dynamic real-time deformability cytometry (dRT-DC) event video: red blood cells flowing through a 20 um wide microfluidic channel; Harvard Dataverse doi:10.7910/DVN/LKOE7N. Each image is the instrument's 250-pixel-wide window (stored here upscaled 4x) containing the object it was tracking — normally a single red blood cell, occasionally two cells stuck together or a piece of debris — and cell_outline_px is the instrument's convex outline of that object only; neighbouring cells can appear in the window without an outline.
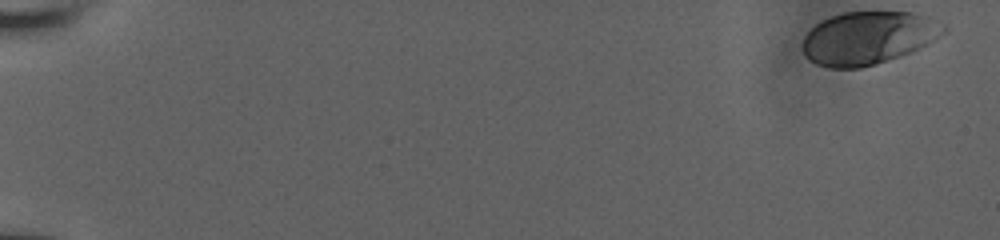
{"species": "human", "species_latin": "Homo sapiens", "temperature_condition": "room temperature", "stored_images_in_passage": 33, "camera_frame_rate_fps": 3000, "um_per_image_px": 0.085, "donor": {"sex": "male"}, "frame": {"image": 1, "passage_image": 1, "time_ms": 0.0, "image_size_px": [1000, 240], "cell_outline_px": [[948, 32], [900, 56], [876, 64], [860, 68], [828, 68], [816, 64], [808, 60], [804, 52], [804, 36], [816, 24], [832, 16], [844, 12], [912, 12], [928, 16], [944, 24], [948, 28]], "centroid_in_image_um": [73.81, 3.22], "position_along_channel_um": 11.2, "area_um2": 43.23}}
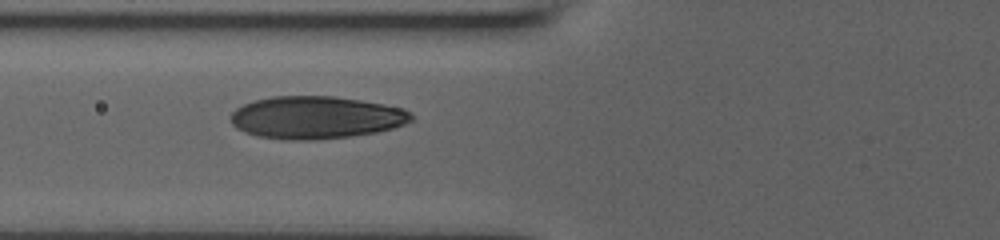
{"frame": {"image": 2, "passage_image": 26, "time_ms": 7.333, "image_size_px": [1000, 240], "cell_outline_px": [[412, 120], [404, 124], [392, 128], [376, 132], [352, 136], [312, 140], [292, 140], [260, 136], [236, 128], [232, 124], [228, 116], [236, 108], [244, 104], [256, 100], [272, 96], [332, 96], [360, 100], [384, 104], [404, 108], [412, 112]], "centroid_in_image_um": [26.87, 9.98], "position_along_channel_um": 98.9, "area_um2": 44.68}}
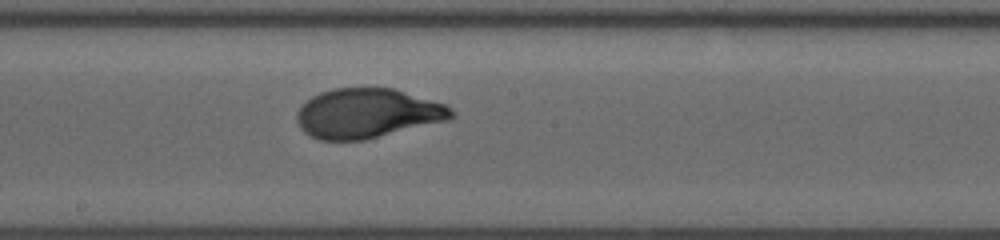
{"frame": {"image": 3, "passage_image": 33, "time_ms": 10.333, "image_size_px": [1000, 240], "cell_outline_px": [[456, 116], [448, 120], [364, 140], [320, 140], [304, 132], [300, 128], [296, 120], [296, 112], [312, 96], [320, 92], [332, 88], [396, 88], [448, 104], [456, 112]], "centroid_in_image_um": [31.28, 9.62], "position_along_channel_um": 216.9, "area_um2": 45.03}}